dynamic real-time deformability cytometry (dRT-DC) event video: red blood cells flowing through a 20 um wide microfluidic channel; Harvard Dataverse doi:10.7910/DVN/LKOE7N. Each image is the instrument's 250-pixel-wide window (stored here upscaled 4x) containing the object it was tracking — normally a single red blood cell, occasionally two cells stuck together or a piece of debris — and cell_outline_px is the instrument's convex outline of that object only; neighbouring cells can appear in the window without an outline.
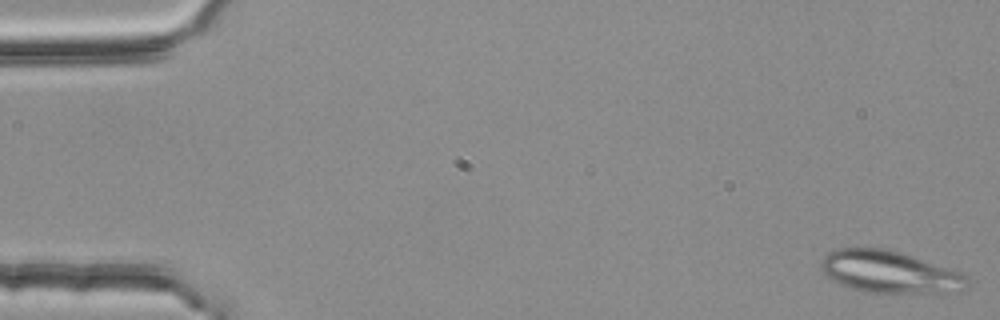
{"species": "common noctule bat (a hibernating species)", "species_latin": "Nyctalus noctula", "temperature_condition": "room temperature", "stored_images_in_passage": 52, "segment_of_instrument_passage": [1, 2], "camera_frame_rate_fps": 3000, "um_per_image_px": 0.085, "animal": {"sex": "female", "body_mass_g": 25.1}, "frame": {"image": 1, "passage_image": 1, "time_ms": 0.0, "image_size_px": [1000, 320], "cell_outline_px": [[968, 284], [964, 288], [956, 292], [864, 292], [848, 288], [832, 280], [820, 268], [820, 260], [832, 248], [856, 244], [888, 248], [960, 272], [968, 280]], "centroid_in_image_um": [75.48, 23.05], "position_along_channel_um": 9.5, "area_um2": 36.47}}